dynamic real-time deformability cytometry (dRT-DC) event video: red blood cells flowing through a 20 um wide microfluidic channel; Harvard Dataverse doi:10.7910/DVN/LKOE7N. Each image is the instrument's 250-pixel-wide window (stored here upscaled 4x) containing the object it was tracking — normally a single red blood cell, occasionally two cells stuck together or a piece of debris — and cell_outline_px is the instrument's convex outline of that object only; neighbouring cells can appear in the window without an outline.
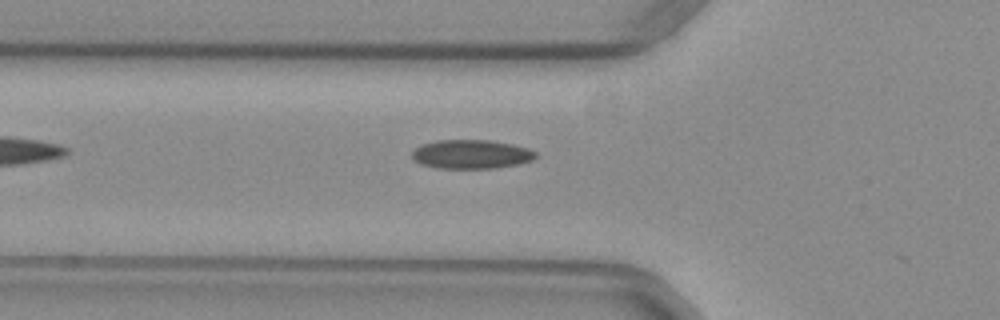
{"species": "common noctule bat (a hibernating species)", "species_latin": "Nyctalus noctula", "temperature_condition": "warm", "stored_images_in_passage": 3, "camera_frame_rate_fps": 3000, "um_per_image_px": 0.085, "animal": {"sex": "female", "body_mass_g": 29.2, "forearm_length_mm": 56.3}, "frame": {"image": 1, "passage_image": 2, "time_ms": 0.333, "image_size_px": [1000, 320], "cell_outline_px": [[536, 156], [532, 160], [520, 164], [496, 168], [436, 168], [420, 164], [412, 160], [412, 152], [420, 144], [436, 140], [488, 140], [512, 144], [528, 148], [536, 152]], "centroid_in_image_um": [40.03, 13.11], "position_along_channel_um": 85.8, "area_um2": 21.04}}